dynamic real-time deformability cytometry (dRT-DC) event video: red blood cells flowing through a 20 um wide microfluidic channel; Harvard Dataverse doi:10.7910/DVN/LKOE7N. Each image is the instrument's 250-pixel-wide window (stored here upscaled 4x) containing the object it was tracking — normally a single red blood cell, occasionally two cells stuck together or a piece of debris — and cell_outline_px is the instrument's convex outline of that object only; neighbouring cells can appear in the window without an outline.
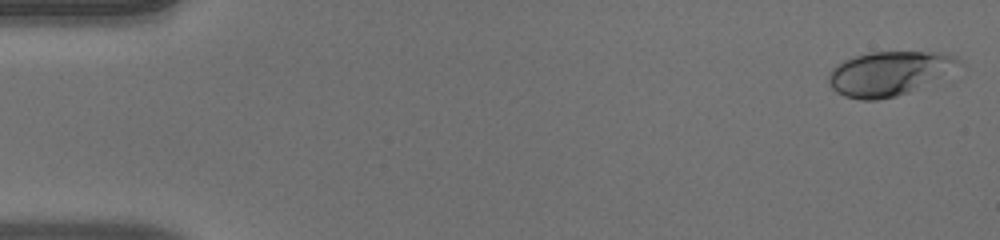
{"species": "human", "species_latin": "Homo sapiens", "temperature_condition": "warm", "stored_images_in_passage": 50, "camera_frame_rate_fps": 3000, "um_per_image_px": 0.085, "donor": {"sex": "male"}, "frame": {"image": 1, "passage_image": 1, "time_ms": 0.0, "image_size_px": [1000, 240], "cell_outline_px": [[960, 60], [936, 76], [908, 92], [896, 96], [876, 100], [860, 100], [844, 96], [836, 92], [828, 84], [828, 72], [836, 64], [844, 60], [868, 52], [940, 52], [956, 56]], "centroid_in_image_um": [75.36, 6.24], "position_along_channel_um": 9.6, "area_um2": 32.31}}
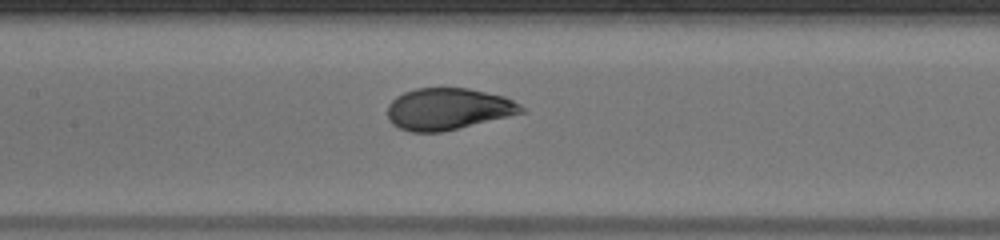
{"frame": {"image": 2, "passage_image": 24, "time_ms": 7.667, "image_size_px": [1000, 240], "cell_outline_px": [[528, 112], [440, 132], [412, 132], [400, 128], [392, 124], [388, 120], [388, 104], [396, 96], [404, 92], [416, 88], [468, 88], [504, 96], [520, 104]], "centroid_in_image_um": [38.09, 9.26], "position_along_channel_um": 169.3, "area_um2": 32.54}}
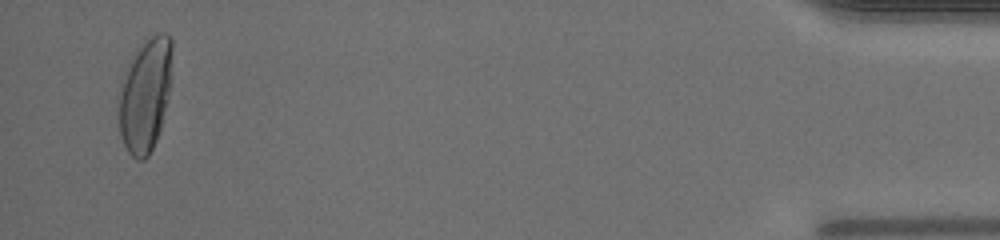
{"frame": {"image": 3, "passage_image": 49, "time_ms": 16.0, "image_size_px": [1000, 240], "cell_outline_px": [[172, 52], [168, 100], [160, 128], [156, 140], [148, 156], [144, 160], [136, 160], [128, 152], [120, 136], [116, 108], [116, 92], [120, 80], [136, 48], [144, 40], [160, 32], [164, 32], [172, 40]], "centroid_in_image_um": [12.28, 8.07], "position_along_channel_um": 422.9, "area_um2": 36.3}, "authors_computed_cell_mechanics": {"area_um2": 32.6859, "velocity_mm_per_s": 4.0204, "shape_relaxation_time_tau1_ms": 5.2566, "shape_relaxation_time_tau2_ms": null, "deformation_change_tau1": 0.2218, "deformation_change_tau2": null}}